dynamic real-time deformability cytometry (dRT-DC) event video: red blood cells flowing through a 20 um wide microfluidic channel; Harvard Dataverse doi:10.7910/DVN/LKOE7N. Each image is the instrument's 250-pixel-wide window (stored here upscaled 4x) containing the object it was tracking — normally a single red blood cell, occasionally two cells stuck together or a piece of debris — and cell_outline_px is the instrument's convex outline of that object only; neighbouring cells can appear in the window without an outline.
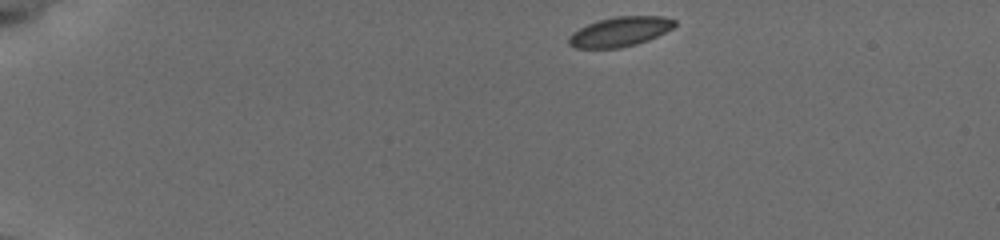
{"species": "common noctule bat (a hibernating species)", "species_latin": "Nyctalus noctula", "temperature_condition": "cold", "stored_images_in_passage": 45, "camera_frame_rate_fps": 3000, "um_per_image_px": 0.085, "animal": {"sex": "female", "body_mass_g": 19.5, "forearm_length_mm": 54.1}, "frame": {"image": 1, "passage_image": 1, "time_ms": 0.0, "image_size_px": [1000, 240], "cell_outline_px": [[676, 24], [672, 28], [648, 40], [636, 44], [620, 48], [576, 48], [568, 44], [568, 36], [572, 32], [588, 24], [600, 20], [616, 16], [660, 16], [676, 20]], "centroid_in_image_um": [52.67, 2.7], "position_along_channel_um": 32.3, "area_um2": 18.15}}
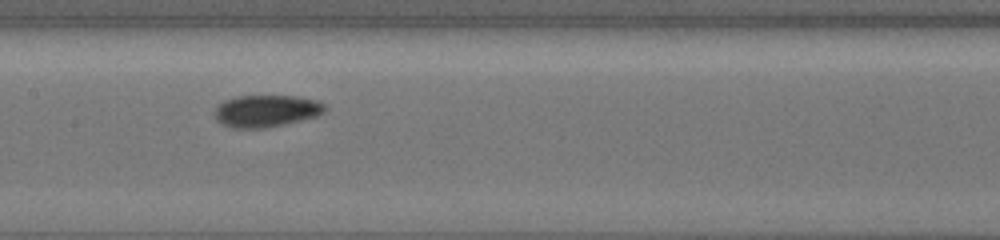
{"frame": {"image": 2, "passage_image": 20, "time_ms": 6.333, "image_size_px": [1000, 240], "cell_outline_px": [[328, 108], [324, 112], [316, 116], [284, 124], [264, 128], [232, 128], [216, 120], [216, 108], [224, 100], [236, 96], [296, 96], [320, 100]], "centroid_in_image_um": [22.67, 9.42], "position_along_channel_um": 184.7, "area_um2": 20.52}}
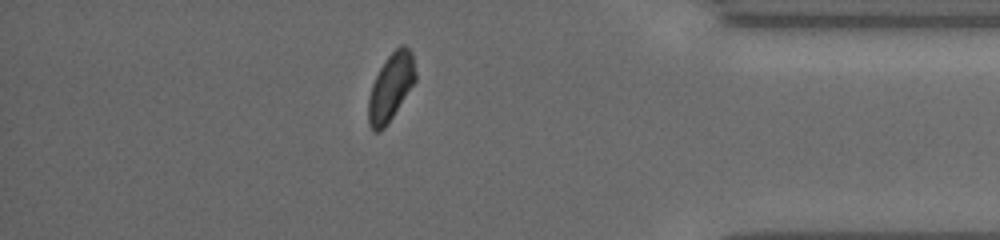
{"frame": {"image": 3, "passage_image": 39, "time_ms": 12.667, "image_size_px": [1000, 240], "cell_outline_px": [[416, 80], [384, 128], [380, 132], [372, 132], [368, 124], [368, 100], [372, 84], [380, 68], [388, 56], [400, 44], [404, 44], [412, 52], [416, 72]], "centroid_in_image_um": [33.21, 7.4], "position_along_channel_um": 402.0, "area_um2": 18.32}, "authors_computed_cell_mechanics": {"area_um2": 19.3052, "velocity_mm_per_s": 3.7917, "shape_relaxation_time_tau1_ms": 1.9919, "shape_relaxation_time_tau2_ms": 1.2255, "deformation_change_tau1": 0.0636, "deformation_change_tau2": 0.0323}}